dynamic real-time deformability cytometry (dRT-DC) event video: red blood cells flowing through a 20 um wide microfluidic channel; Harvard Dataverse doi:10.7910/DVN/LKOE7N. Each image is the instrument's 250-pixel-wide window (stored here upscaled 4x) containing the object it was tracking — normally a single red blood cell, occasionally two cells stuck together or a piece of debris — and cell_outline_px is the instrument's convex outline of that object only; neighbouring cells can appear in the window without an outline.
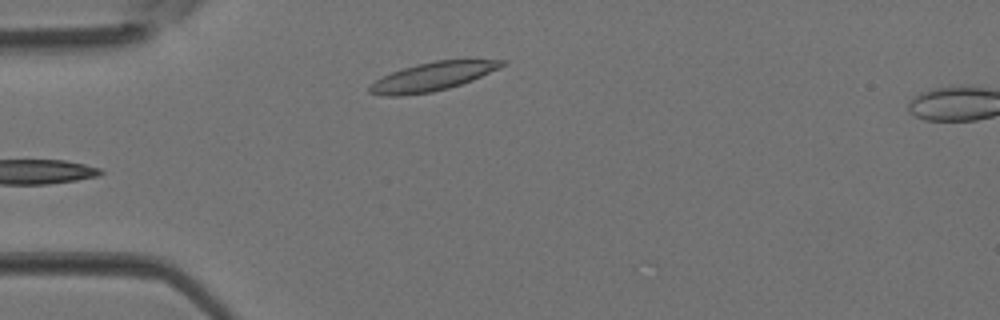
{"species": "Egyptian fruit bat (a non-hibernating species)", "species_latin": "Rousettus aegyptiacus", "temperature_condition": "room temperature", "stored_images_in_passage": 3, "camera_frame_rate_fps": 3000, "um_per_image_px": 0.085, "animal": {"sex": "female"}, "frame": {"image": 1, "passage_image": 2, "time_ms": 0.333, "image_size_px": [1000, 320], "cell_outline_px": [[508, 60], [500, 68], [472, 80], [448, 88], [432, 92], [400, 96], [380, 96], [368, 92], [368, 84], [392, 72], [404, 68], [436, 60]], "centroid_in_image_um": [36.72, 6.53], "position_along_channel_um": 48.3, "area_um2": 21.79}}